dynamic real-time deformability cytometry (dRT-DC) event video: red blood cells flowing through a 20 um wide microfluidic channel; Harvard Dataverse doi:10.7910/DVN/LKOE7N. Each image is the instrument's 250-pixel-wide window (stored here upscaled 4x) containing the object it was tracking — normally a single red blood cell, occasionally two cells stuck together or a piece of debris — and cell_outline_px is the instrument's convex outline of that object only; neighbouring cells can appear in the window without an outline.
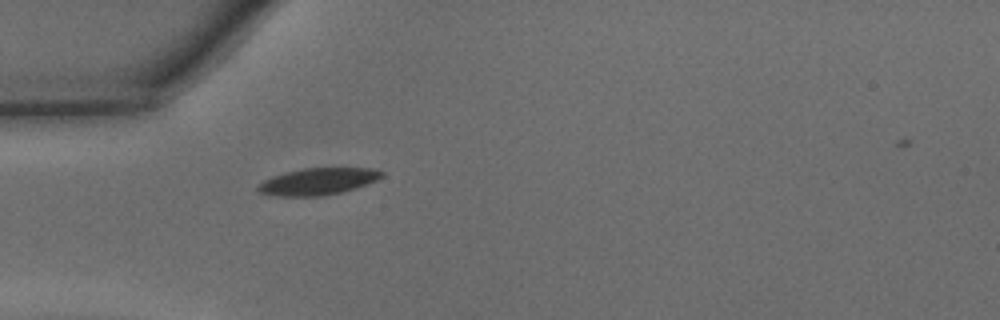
{"species": "common noctule bat (a hibernating species)", "species_latin": "Nyctalus noctula", "temperature_condition": "warm", "stored_images_in_passage": 34, "camera_frame_rate_fps": 3000, "um_per_image_px": 0.085, "animal": {"sex": "male", "body_mass_g": 15.6}, "frame": {"image": 1, "passage_image": 1, "time_ms": 0.0, "image_size_px": [1000, 320], "cell_outline_px": [[384, 176], [376, 180], [356, 188], [324, 196], [276, 196], [260, 192], [256, 188], [264, 180], [272, 176], [304, 168], [376, 168], [384, 172]], "centroid_in_image_um": [27.06, 15.42], "position_along_channel_um": 57.9, "area_um2": 19.25}}
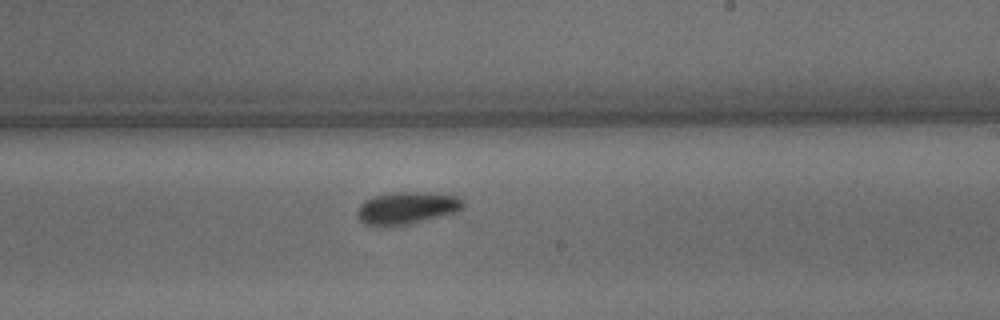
{"frame": {"image": 2, "passage_image": 15, "time_ms": 4.667, "image_size_px": [1000, 320], "cell_outline_px": [[464, 208], [456, 212], [408, 224], [364, 224], [356, 216], [356, 212], [360, 204], [364, 200], [372, 196], [392, 192], [420, 192], [456, 196], [464, 200]], "centroid_in_image_um": [34.57, 17.65], "position_along_channel_um": 254.4, "area_um2": 19.59}}
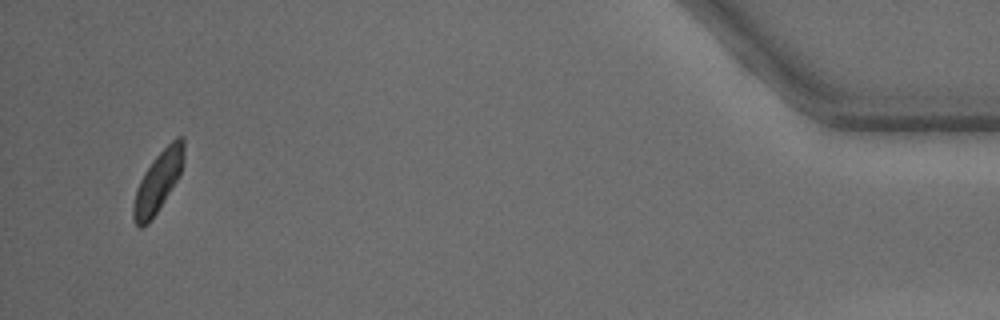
{"frame": {"image": 3, "passage_image": 32, "time_ms": 10.333, "image_size_px": [1000, 320], "cell_outline_px": [[184, 164], [180, 176], [148, 224], [140, 228], [136, 224], [132, 216], [132, 208], [136, 188], [144, 172], [152, 160], [176, 136], [184, 136]], "centroid_in_image_um": [13.44, 15.42], "position_along_channel_um": 421.8, "area_um2": 17.86}, "authors_computed_cell_mechanics": {"area_um2": 18.7561, "velocity_mm_per_s": 4.3067, "shape_relaxation_time_tau1_ms": 1.9742, "shape_relaxation_time_tau2_ms": 3.6605, "deformation_change_tau1": 0.1027, "deformation_change_tau2": 0.0832}}